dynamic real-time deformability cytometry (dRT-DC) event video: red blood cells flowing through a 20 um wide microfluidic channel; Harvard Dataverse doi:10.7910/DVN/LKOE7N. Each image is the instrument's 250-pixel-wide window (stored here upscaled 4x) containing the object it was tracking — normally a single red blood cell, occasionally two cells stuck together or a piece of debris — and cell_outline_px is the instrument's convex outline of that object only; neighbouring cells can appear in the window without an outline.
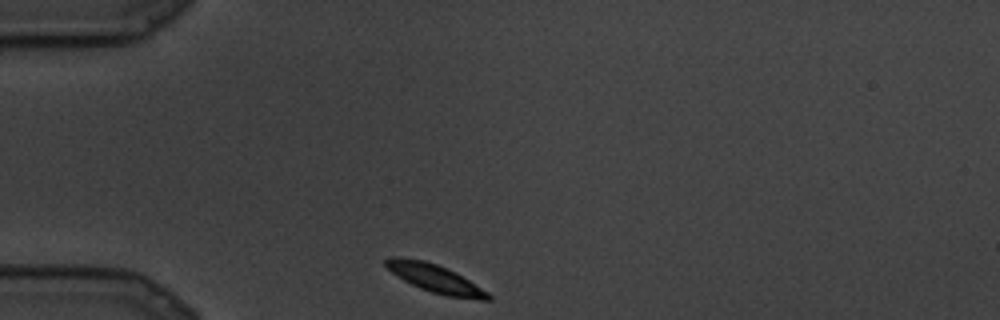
{"species": "common noctule bat (a hibernating species)", "species_latin": "Nyctalus noctula", "temperature_condition": "cold", "stored_images_in_passage": 72, "camera_frame_rate_fps": 3000, "um_per_image_px": 0.085, "animal": {"sex": "male", "body_mass_g": 19.5, "forearm_length_mm": 54.6}, "frame": {"image": 1, "passage_image": 1, "time_ms": 0.0, "image_size_px": [1000, 320], "cell_outline_px": [[492, 300], [480, 300], [448, 296], [432, 292], [420, 288], [404, 280], [392, 272], [384, 264], [384, 260], [388, 256], [396, 256], [424, 260], [436, 264], [456, 272], [488, 292], [492, 296]], "centroid_in_image_um": [36.99, 23.66], "position_along_channel_um": 48.0, "area_um2": 16.7}}
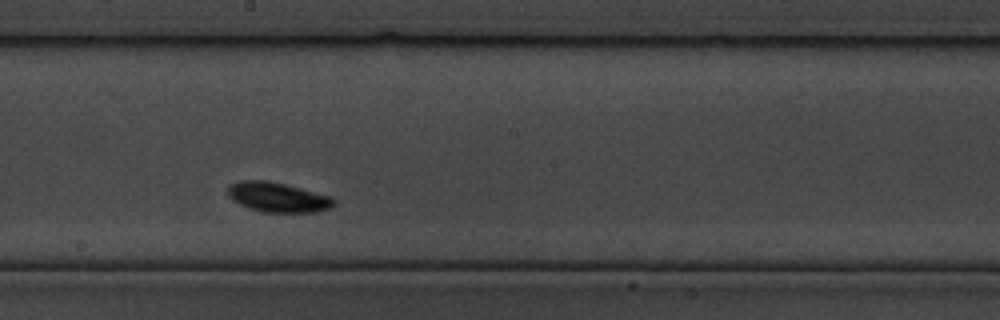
{"frame": {"image": 2, "passage_image": 30, "time_ms": 9.667, "image_size_px": [1000, 320], "cell_outline_px": [[336, 204], [332, 208], [316, 212], [260, 212], [248, 208], [232, 200], [228, 196], [228, 184], [240, 180], [264, 180], [284, 184], [328, 196], [336, 200]], "centroid_in_image_um": [23.57, 16.77], "position_along_channel_um": 224.6, "area_um2": 18.38}}
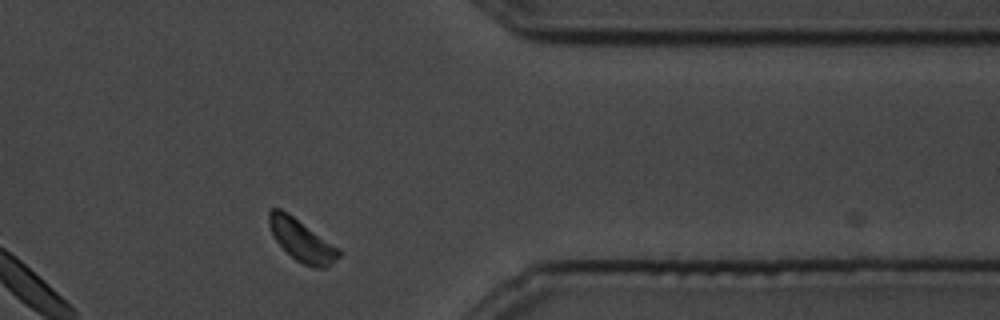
{"frame": {"image": 3, "passage_image": 55, "time_ms": 18.0, "image_size_px": [1000, 320], "cell_outline_px": [[340, 256], [332, 264], [324, 268], [316, 268], [304, 264], [296, 260], [276, 240], [268, 224], [268, 212], [272, 208], [280, 208], [288, 212], [340, 248]], "centroid_in_image_um": [25.66, 20.41], "position_along_channel_um": 385.7, "area_um2": 16.99}}